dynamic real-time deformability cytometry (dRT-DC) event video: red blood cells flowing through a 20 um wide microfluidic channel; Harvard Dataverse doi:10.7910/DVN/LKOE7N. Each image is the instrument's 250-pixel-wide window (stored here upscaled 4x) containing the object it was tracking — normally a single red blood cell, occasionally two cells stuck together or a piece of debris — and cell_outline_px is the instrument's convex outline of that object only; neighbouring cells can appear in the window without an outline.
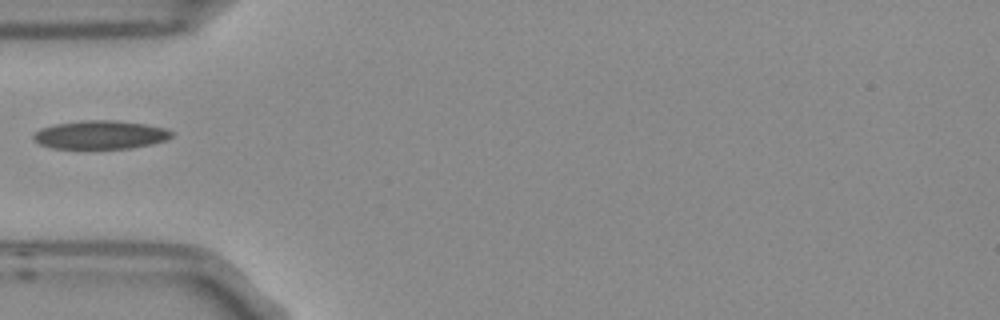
{"species": "Egyptian fruit bat (a non-hibernating species)", "species_latin": "Rousettus aegyptiacus", "temperature_condition": "room temperature", "stored_images_in_passage": 1, "camera_frame_rate_fps": 3000, "um_per_image_px": 0.085, "frame": {"image": 1, "passage_image": 1, "time_ms": 0.0, "image_size_px": [1000, 320], "cell_outline_px": [[172, 136], [164, 140], [148, 144], [128, 148], [52, 148], [40, 144], [32, 140], [32, 136], [40, 128], [56, 124], [80, 120], [116, 120], [144, 124], [168, 128], [172, 132]], "centroid_in_image_um": [8.49, 11.44], "position_along_channel_um": 76.5, "area_um2": 22.77}}